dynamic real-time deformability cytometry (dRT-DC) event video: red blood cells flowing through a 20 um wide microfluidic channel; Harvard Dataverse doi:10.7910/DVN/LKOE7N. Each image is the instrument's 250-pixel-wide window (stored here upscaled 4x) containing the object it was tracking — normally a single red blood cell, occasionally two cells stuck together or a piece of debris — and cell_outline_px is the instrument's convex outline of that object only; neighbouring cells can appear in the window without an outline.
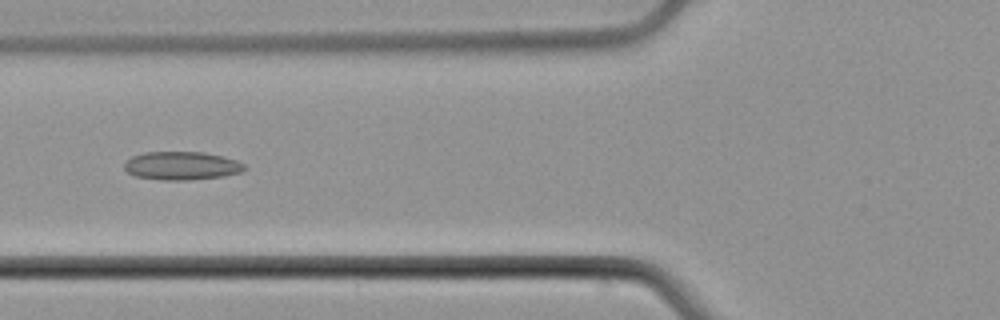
{"species": "common noctule bat (a hibernating species)", "species_latin": "Nyctalus noctula", "temperature_condition": "cold", "stored_images_in_passage": 7, "camera_frame_rate_fps": 3000, "um_per_image_px": 0.085, "animal": {"sex": "male", "body_mass_g": 21.5, "forearm_length_mm": 52.0}, "frame": {"image": 1, "passage_image": 6, "time_ms": 6.0, "image_size_px": [1000, 320], "cell_outline_px": [[244, 168], [240, 172], [224, 176], [184, 180], [164, 180], [136, 176], [128, 172], [124, 168], [124, 164], [132, 156], [144, 152], [204, 152], [236, 160], [244, 164]], "centroid_in_image_um": [15.42, 14.08], "position_along_channel_um": 110.4, "area_um2": 19.54}}
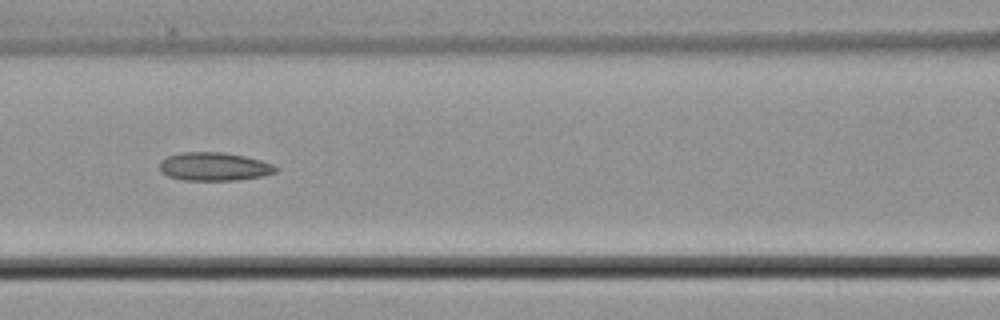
{"frame": {"image": 2, "passage_image": 7, "time_ms": 7.0, "image_size_px": [1000, 320], "cell_outline_px": [[276, 172], [264, 176], [236, 180], [180, 180], [168, 176], [160, 168], [160, 160], [168, 156], [180, 152], [220, 152], [244, 156], [260, 160], [272, 164], [276, 168]], "centroid_in_image_um": [18.19, 14.16], "position_along_channel_um": 148.4, "area_um2": 19.07}}